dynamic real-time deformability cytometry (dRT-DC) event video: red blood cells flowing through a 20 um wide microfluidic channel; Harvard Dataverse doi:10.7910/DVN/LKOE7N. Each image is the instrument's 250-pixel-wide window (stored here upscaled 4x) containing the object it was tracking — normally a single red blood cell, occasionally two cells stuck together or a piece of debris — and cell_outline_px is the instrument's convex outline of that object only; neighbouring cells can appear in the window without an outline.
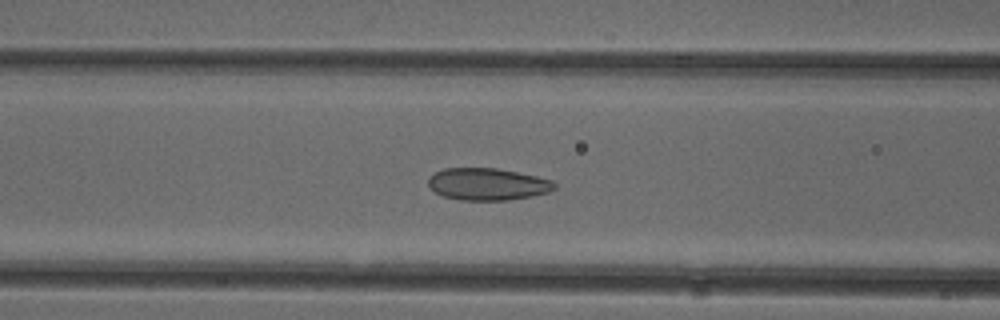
{"species": "common noctule bat (a hibernating species)", "species_latin": "Nyctalus noctula", "temperature_condition": "cold", "stored_images_in_passage": 45, "camera_frame_rate_fps": 3000, "um_per_image_px": 0.085, "animal": {"sex": "female"}, "frame": {"image": 1, "passage_image": 14, "time_ms": 4.333, "image_size_px": [1000, 320], "cell_outline_px": [[556, 188], [548, 192], [532, 196], [508, 200], [460, 200], [444, 196], [436, 192], [428, 184], [428, 176], [444, 168], [496, 168], [536, 176], [552, 180], [556, 184]], "centroid_in_image_um": [41.44, 15.65], "position_along_channel_um": 125.2, "area_um2": 23.52}}
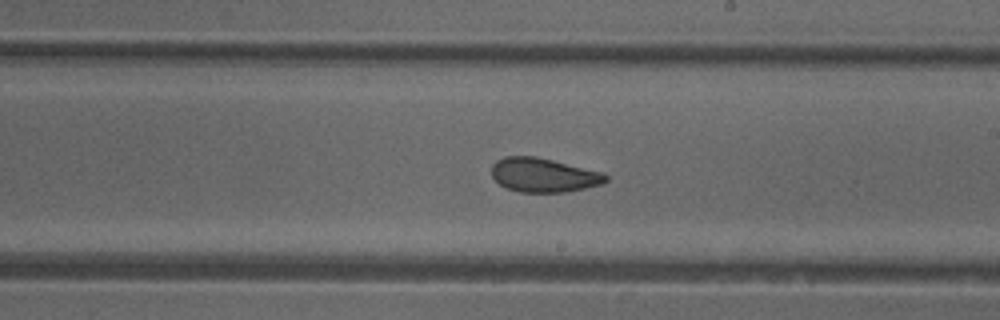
{"frame": {"image": 2, "passage_image": 23, "time_ms": 7.333, "image_size_px": [1000, 320], "cell_outline_px": [[608, 180], [600, 184], [584, 188], [564, 192], [520, 192], [508, 188], [500, 184], [492, 176], [492, 164], [496, 160], [504, 156], [536, 156], [600, 172], [608, 176]], "centroid_in_image_um": [46.16, 14.87], "position_along_channel_um": 242.8, "area_um2": 22.37}}
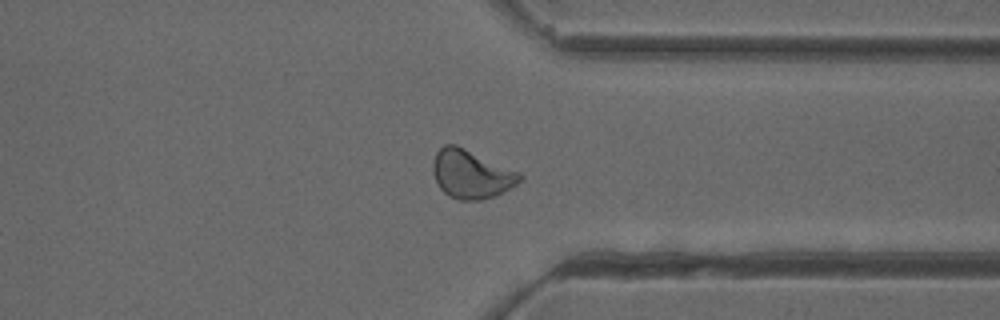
{"frame": {"image": 3, "passage_image": 33, "time_ms": 10.667, "image_size_px": [1000, 320], "cell_outline_px": [[524, 176], [516, 184], [492, 196], [480, 200], [456, 200], [448, 196], [436, 184], [432, 172], [432, 160], [436, 152], [444, 144], [456, 144], [520, 172]], "centroid_in_image_um": [40.0, 14.79], "position_along_channel_um": 371.4, "area_um2": 24.62}, "authors_computed_cell_mechanics": {"area_um2": 23.698, "velocity_mm_per_s": 3.9232, "shape_relaxation_time_tau1_ms": 8.196, "shape_relaxation_time_tau2_ms": 1.6579, "deformation_change_tau1": 0.1464, "deformation_change_tau2": 0.0557}}